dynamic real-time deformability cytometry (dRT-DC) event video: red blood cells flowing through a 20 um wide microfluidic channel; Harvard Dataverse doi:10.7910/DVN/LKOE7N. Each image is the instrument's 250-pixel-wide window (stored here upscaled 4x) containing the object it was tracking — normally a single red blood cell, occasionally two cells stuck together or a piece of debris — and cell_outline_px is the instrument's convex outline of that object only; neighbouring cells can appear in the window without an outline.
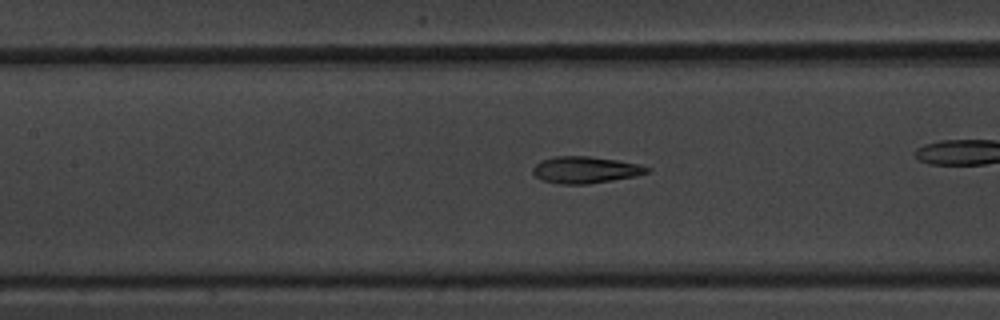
{"species": "common noctule bat (a hibernating species)", "species_latin": "Nyctalus noctula", "temperature_condition": "warm", "stored_images_in_passage": 39, "camera_frame_rate_fps": 3000, "um_per_image_px": 0.085, "animal": {"sex": "male", "body_mass_g": 20.1, "forearm_length_mm": 53.5}, "frame": {"image": 1, "passage_image": 6, "time_ms": 1.667, "image_size_px": [1000, 320], "cell_outline_px": [[652, 168], [648, 172], [636, 176], [588, 184], [560, 184], [544, 180], [536, 176], [532, 172], [532, 168], [540, 160], [556, 156], [588, 156], [616, 160], [640, 164]], "centroid_in_image_um": [49.76, 14.43], "position_along_channel_um": 157.6, "area_um2": 17.74}}
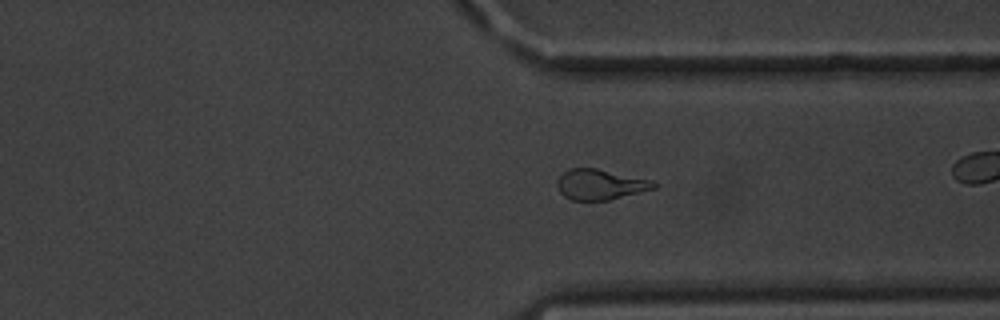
{"frame": {"image": 2, "passage_image": 24, "time_ms": 7.667, "image_size_px": [1000, 320], "cell_outline_px": [[660, 184], [656, 188], [608, 200], [572, 200], [564, 196], [560, 192], [556, 184], [556, 180], [568, 168], [596, 168], [652, 180]], "centroid_in_image_um": [51.03, 15.67], "position_along_channel_um": 360.4, "area_um2": 17.17}}
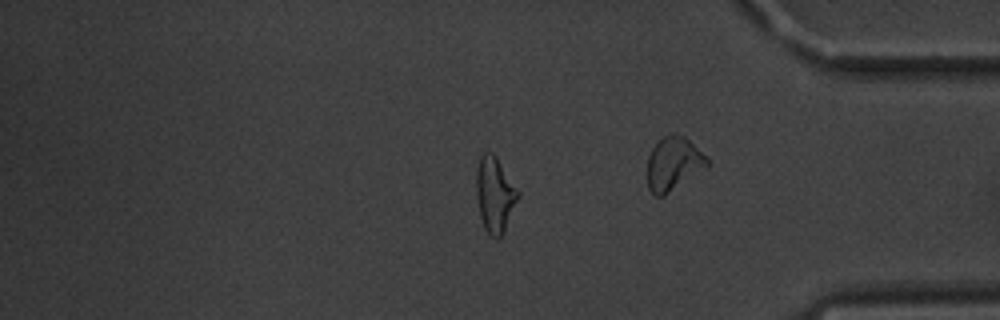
{"frame": {"image": 3, "passage_image": 29, "time_ms": 9.333, "image_size_px": [1000, 320], "cell_outline_px": [[520, 196], [504, 232], [496, 240], [484, 228], [480, 216], [476, 196], [476, 168], [480, 156], [484, 152], [492, 152], [496, 156], [520, 192]], "centroid_in_image_um": [42.06, 16.53], "position_along_channel_um": 393.1, "area_um2": 18.5}, "authors_computed_cell_mechanics": {"area_um2": 17.5134, "velocity_mm_per_s": 3.3771, "shape_relaxation_time_tau1_ms": 4.1791, "shape_relaxation_time_tau2_ms": 1.4277, "deformation_change_tau1": 0.1388, "deformation_change_tau2": 0.0841}}